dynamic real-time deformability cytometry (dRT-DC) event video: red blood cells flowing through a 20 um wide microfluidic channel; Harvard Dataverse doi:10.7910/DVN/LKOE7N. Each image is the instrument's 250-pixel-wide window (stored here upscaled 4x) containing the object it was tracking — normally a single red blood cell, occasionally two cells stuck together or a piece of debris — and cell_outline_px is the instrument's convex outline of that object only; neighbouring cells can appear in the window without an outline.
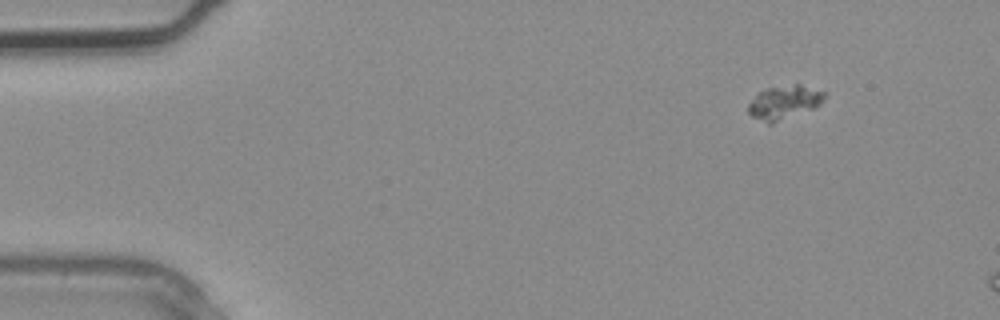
{"species": "common noctule bat (a hibernating species)", "species_latin": "Nyctalus noctula", "temperature_condition": "warm", "stored_images_in_passage": 2, "camera_frame_rate_fps": 3000, "um_per_image_px": 0.085, "animal": {"sex": "male", "body_mass_g": 20.4}, "frame": {"image": 1, "passage_image": 1, "time_ms": 0.0, "image_size_px": [1000, 320], "cell_outline_px": [[828, 92], [824, 100], [816, 108], [772, 124], [768, 124], [752, 116], [748, 112], [748, 104], [760, 92], [768, 88], [796, 84], [800, 84]], "centroid_in_image_um": [66.72, 8.71], "position_along_channel_um": 18.3, "area_um2": 15.09}}